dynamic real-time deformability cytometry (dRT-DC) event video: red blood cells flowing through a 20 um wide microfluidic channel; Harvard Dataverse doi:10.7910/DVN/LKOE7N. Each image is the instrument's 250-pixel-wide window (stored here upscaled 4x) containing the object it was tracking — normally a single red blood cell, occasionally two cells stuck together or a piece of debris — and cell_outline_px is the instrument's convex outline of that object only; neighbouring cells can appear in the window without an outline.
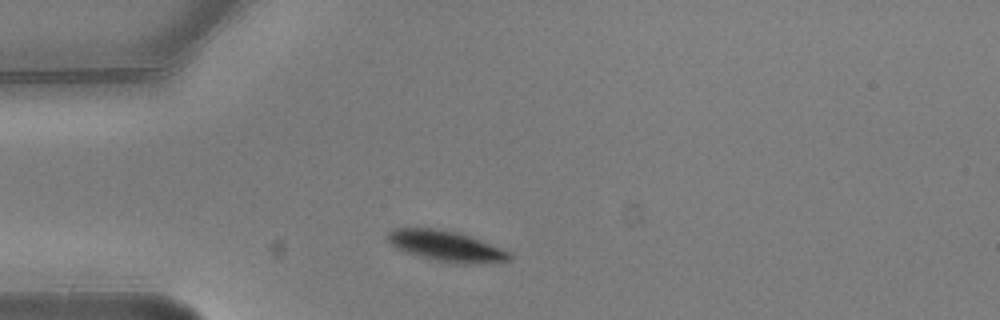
{"species": "common noctule bat (a hibernating species)", "species_latin": "Nyctalus noctula", "temperature_condition": "warm", "stored_images_in_passage": 3, "camera_frame_rate_fps": 3000, "um_per_image_px": 0.085, "animal": {"sex": "male", "body_mass_g": 20.5, "forearm_length_mm": 52.5}, "frame": {"image": 1, "passage_image": 1, "time_ms": 0.0, "image_size_px": [1000, 320], "cell_outline_px": [[512, 260], [468, 264], [460, 264], [436, 260], [420, 256], [408, 252], [384, 240], [388, 232], [392, 228], [432, 228], [456, 232], [480, 240], [500, 248], [508, 252], [512, 256]], "centroid_in_image_um": [37.88, 20.91], "position_along_channel_um": 47.1, "area_um2": 21.27}}
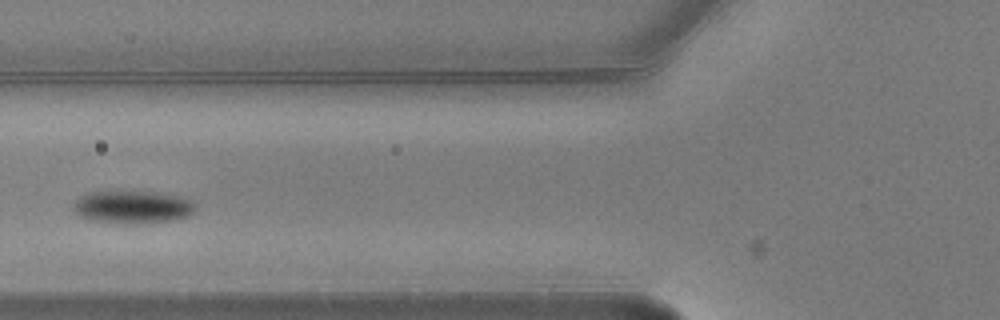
{"frame": {"image": 2, "passage_image": 3, "time_ms": 0.667, "image_size_px": [1000, 320], "cell_outline_px": [[196, 208], [188, 216], [176, 220], [132, 224], [112, 224], [92, 220], [80, 216], [76, 212], [76, 200], [80, 196], [92, 192], [156, 192], [180, 196], [192, 200], [196, 204]], "centroid_in_image_um": [11.33, 17.62], "position_along_channel_um": 114.5, "area_um2": 23.29}}